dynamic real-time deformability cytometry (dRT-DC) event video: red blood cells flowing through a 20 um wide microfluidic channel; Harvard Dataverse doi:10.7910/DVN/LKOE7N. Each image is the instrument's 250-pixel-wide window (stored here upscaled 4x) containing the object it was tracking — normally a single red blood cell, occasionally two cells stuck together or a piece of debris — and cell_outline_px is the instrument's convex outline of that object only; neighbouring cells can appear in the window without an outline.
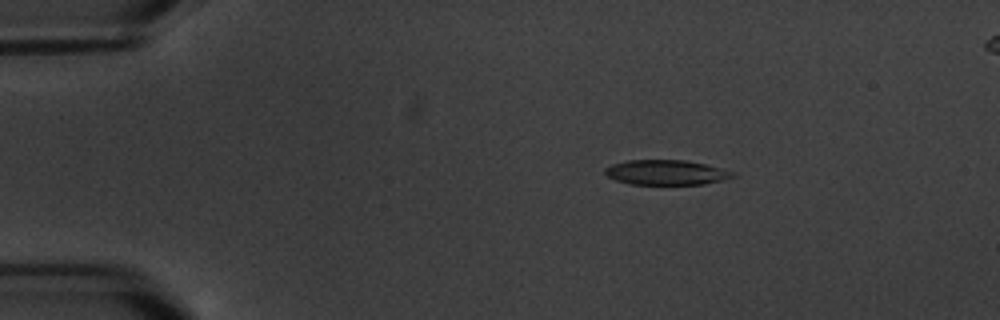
{"species": "common noctule bat (a hibernating species)", "species_latin": "Nyctalus noctula", "temperature_condition": "warm", "stored_images_in_passage": 7, "camera_frame_rate_fps": 3000, "um_per_image_px": 0.085, "animal": {"sex": "male", "body_mass_g": 20.1, "forearm_length_mm": 53.5}, "frame": {"image": 1, "passage_image": 4, "time_ms": 3.333, "image_size_px": [1000, 320], "cell_outline_px": [[736, 176], [724, 180], [704, 184], [632, 184], [616, 180], [608, 176], [604, 172], [604, 168], [612, 164], [628, 160], [684, 160], [704, 164], [736, 172]], "centroid_in_image_um": [56.64, 14.65], "position_along_channel_um": 28.4, "area_um2": 18.5}}